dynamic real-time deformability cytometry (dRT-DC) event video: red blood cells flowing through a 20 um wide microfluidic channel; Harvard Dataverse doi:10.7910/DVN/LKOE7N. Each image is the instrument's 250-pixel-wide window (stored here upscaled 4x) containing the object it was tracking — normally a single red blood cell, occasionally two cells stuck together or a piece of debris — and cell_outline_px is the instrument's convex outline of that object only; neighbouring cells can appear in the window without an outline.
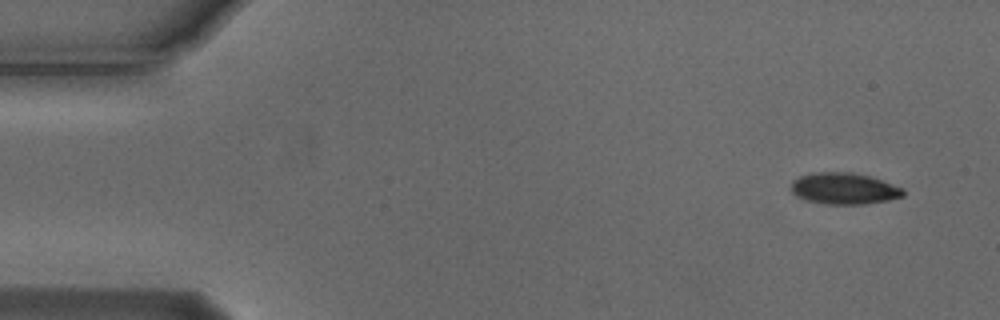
{"species": "Egyptian fruit bat (a non-hibernating species)", "species_latin": "Rousettus aegyptiacus", "temperature_condition": "cold", "stored_images_in_passage": 52, "camera_frame_rate_fps": 3000, "um_per_image_px": 0.085, "animal": {"sex": "male"}, "frame": {"image": 1, "passage_image": 1, "time_ms": 0.0, "image_size_px": [1000, 320], "cell_outline_px": [[904, 196], [888, 200], [864, 204], [828, 204], [808, 200], [796, 196], [792, 192], [792, 180], [800, 176], [820, 172], [852, 172], [868, 176], [904, 188]], "centroid_in_image_um": [71.76, 16.03], "position_along_channel_um": 13.2, "area_um2": 20.29}}
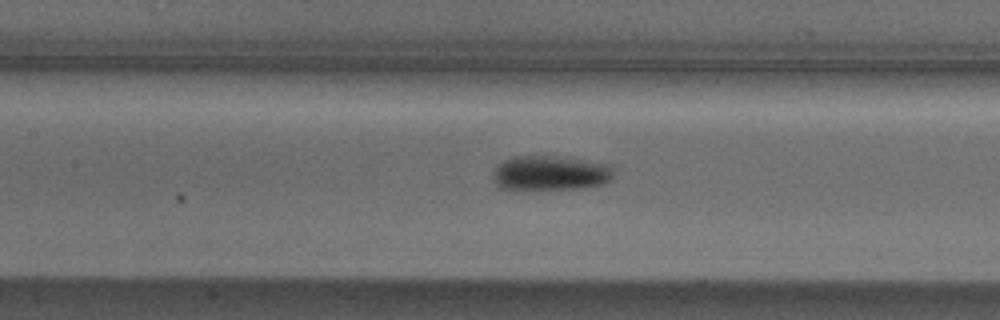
{"frame": {"image": 2, "passage_image": 22, "time_ms": 7.0, "image_size_px": [1000, 320], "cell_outline_px": [[612, 180], [604, 184], [584, 188], [536, 192], [516, 192], [500, 188], [496, 184], [496, 168], [504, 160], [516, 156], [548, 156], [580, 160], [608, 164], [612, 168]], "centroid_in_image_um": [46.76, 14.79], "position_along_channel_um": 160.6, "area_um2": 25.03}}
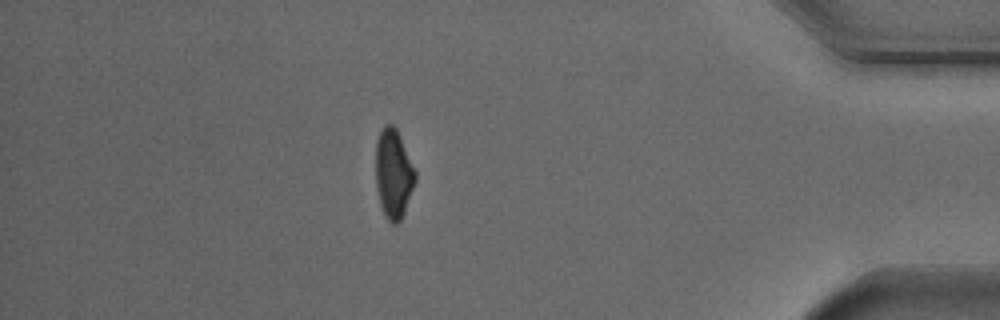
{"frame": {"image": 3, "passage_image": 45, "time_ms": 14.667, "image_size_px": [1000, 320], "cell_outline_px": [[416, 180], [404, 212], [400, 220], [396, 224], [392, 224], [384, 216], [380, 204], [376, 188], [376, 140], [384, 124], [392, 124], [396, 128], [400, 136], [416, 172]], "centroid_in_image_um": [33.43, 14.77], "position_along_channel_um": 401.8, "area_um2": 20.52}, "authors_computed_cell_mechanics": {"area_um2": 21.7328, "velocity_mm_per_s": 3.7325, "shape_relaxation_time_tau1_ms": 2.5403, "shape_relaxation_time_tau2_ms": null, "deformation_change_tau1": 0.1289, "deformation_change_tau2": null}}